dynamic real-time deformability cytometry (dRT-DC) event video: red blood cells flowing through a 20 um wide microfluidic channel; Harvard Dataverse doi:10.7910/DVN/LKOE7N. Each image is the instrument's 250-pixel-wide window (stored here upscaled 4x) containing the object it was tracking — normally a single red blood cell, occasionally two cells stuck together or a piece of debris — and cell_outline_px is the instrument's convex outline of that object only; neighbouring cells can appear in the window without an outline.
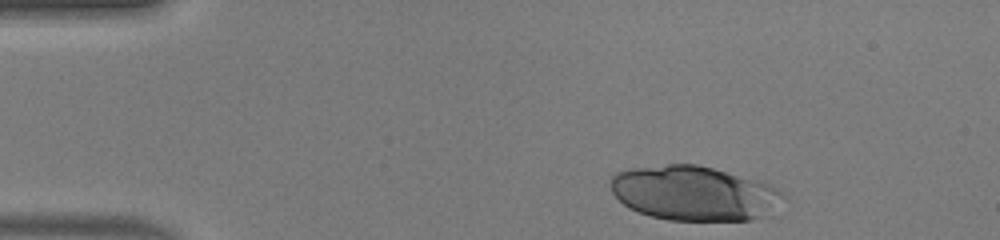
{"species": "human", "species_latin": "Homo sapiens", "temperature_condition": "warm", "stored_images_in_passage": 34, "camera_frame_rate_fps": 3000, "um_per_image_px": 0.085, "donor": {"sex": "male"}, "frame": {"image": 1, "passage_image": 1, "time_ms": 0.0, "image_size_px": [1000, 240], "cell_outline_px": [[788, 200], [760, 216], [752, 220], [668, 220], [652, 216], [628, 208], [612, 192], [608, 184], [612, 176], [616, 172], [628, 168], [668, 164], [696, 164], [764, 180], [772, 184]], "centroid_in_image_um": [59.0, 16.4], "position_along_channel_um": 26.0, "area_um2": 55.37}}